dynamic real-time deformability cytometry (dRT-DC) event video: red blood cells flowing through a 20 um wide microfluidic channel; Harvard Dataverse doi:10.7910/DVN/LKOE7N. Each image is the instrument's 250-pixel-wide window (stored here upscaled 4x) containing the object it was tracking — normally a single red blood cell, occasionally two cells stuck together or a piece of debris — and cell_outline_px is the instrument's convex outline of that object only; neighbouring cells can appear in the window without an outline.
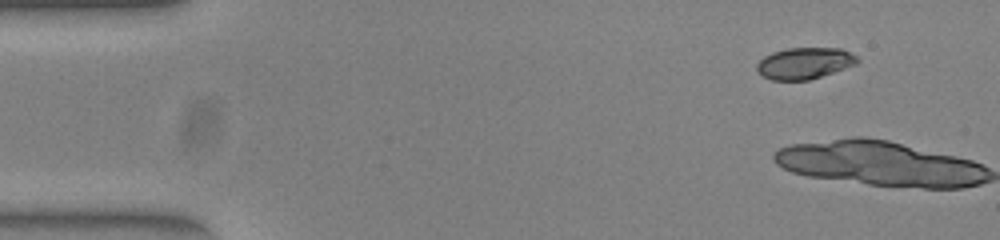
{"species": "common noctule bat (a hibernating species)", "species_latin": "Nyctalus noctula", "temperature_condition": "warm", "stored_images_in_passage": 2, "camera_frame_rate_fps": 3000, "um_per_image_px": 0.085, "animal": {"sex": "female", "body_mass_g": 23.0, "forearm_length_mm": 53.4}, "frame": {"image": 1, "passage_image": 1, "time_ms": 0.0, "image_size_px": [1000, 240], "cell_outline_px": [[860, 60], [856, 64], [808, 80], [772, 80], [764, 76], [756, 68], [756, 64], [764, 56], [772, 52], [788, 48], [840, 48], [856, 56]], "centroid_in_image_um": [68.37, 5.36], "position_along_channel_um": 16.6, "area_um2": 18.15}}